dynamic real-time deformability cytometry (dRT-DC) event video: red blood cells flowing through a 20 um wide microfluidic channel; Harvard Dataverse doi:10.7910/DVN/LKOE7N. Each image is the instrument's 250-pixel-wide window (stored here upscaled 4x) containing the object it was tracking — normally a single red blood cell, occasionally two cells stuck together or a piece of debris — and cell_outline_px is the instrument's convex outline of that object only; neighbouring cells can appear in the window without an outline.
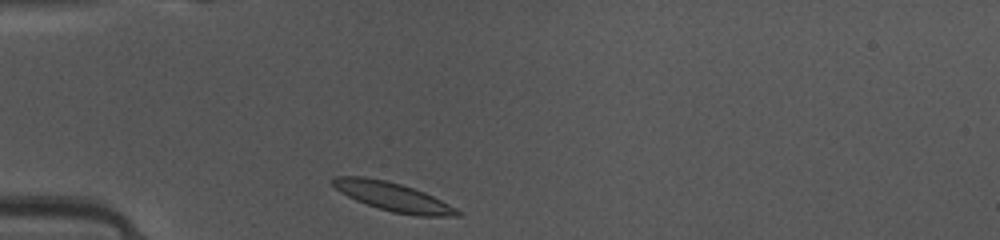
{"species": "common noctule bat (a hibernating species)", "species_latin": "Nyctalus noctula", "temperature_condition": "warm", "stored_images_in_passage": 36, "camera_frame_rate_fps": 3000, "um_per_image_px": 0.085, "animal": {"sex": "female", "body_mass_g": 10.0, "forearm_length_mm": 53.1}, "frame": {"image": 1, "passage_image": 1, "time_ms": 0.0, "image_size_px": [1000, 240], "cell_outline_px": [[460, 216], [416, 216], [392, 212], [356, 200], [340, 192], [332, 184], [332, 180], [336, 176], [364, 176], [384, 180], [400, 184], [424, 192], [456, 208], [460, 212]], "centroid_in_image_um": [33.39, 16.72], "position_along_channel_um": 51.6, "area_um2": 20.46}}
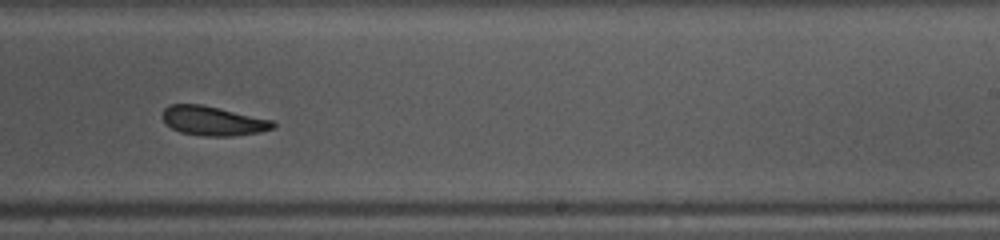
{"frame": {"image": 2, "passage_image": 18, "time_ms": 5.667, "image_size_px": [1000, 240], "cell_outline_px": [[276, 128], [260, 132], [232, 136], [204, 136], [180, 132], [164, 124], [160, 116], [164, 108], [168, 104], [200, 104], [272, 120], [276, 124]], "centroid_in_image_um": [18.05, 10.28], "position_along_channel_um": 270.9, "area_um2": 19.02}}
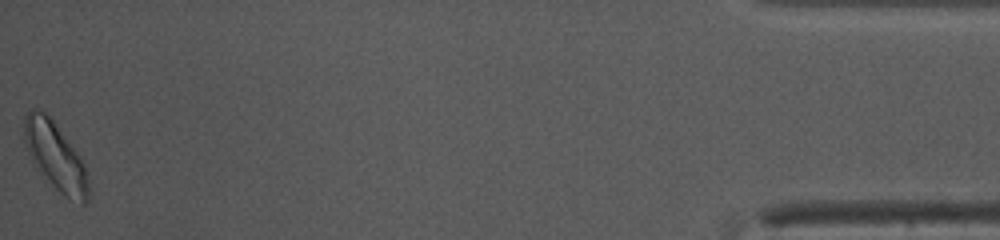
{"frame": {"image": 3, "passage_image": 36, "time_ms": 11.667, "image_size_px": [1000, 240], "cell_outline_px": [[92, 192], [88, 200], [84, 204], [64, 196], [56, 188], [32, 160], [24, 144], [24, 116], [32, 108], [36, 108], [44, 112], [52, 120], [80, 156], [84, 164]], "centroid_in_image_um": [4.74, 13.29], "position_along_channel_um": 430.5, "area_um2": 24.97}, "authors_computed_cell_mechanics": {"area_um2": 19.9988, "velocity_mm_per_s": 4.0955, "shape_relaxation_time_tau1_ms": 5.4554, "shape_relaxation_time_tau2_ms": 5.2729, "deformation_change_tau1": 0.1625, "deformation_change_tau2": 0.1139}}